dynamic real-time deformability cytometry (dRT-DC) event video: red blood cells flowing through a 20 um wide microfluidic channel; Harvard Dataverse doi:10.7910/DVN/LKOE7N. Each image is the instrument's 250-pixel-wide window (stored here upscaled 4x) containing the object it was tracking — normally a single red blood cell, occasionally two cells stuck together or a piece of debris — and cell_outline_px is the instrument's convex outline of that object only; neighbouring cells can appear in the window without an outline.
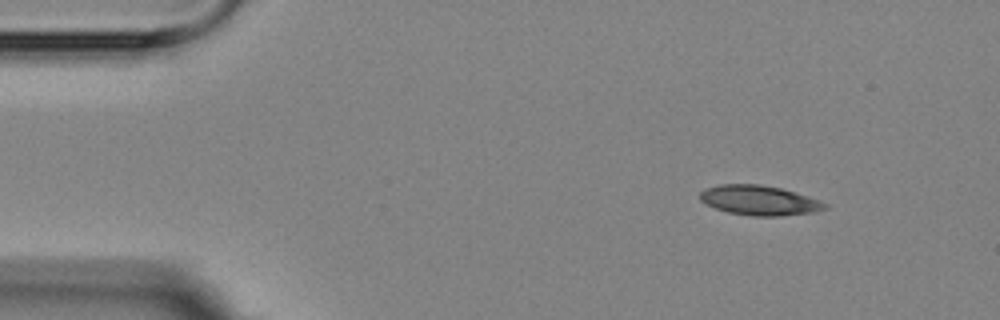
{"species": "Egyptian fruit bat (a non-hibernating species)", "species_latin": "Rousettus aegyptiacus", "temperature_condition": "room temperature", "stored_images_in_passage": 1, "camera_frame_rate_fps": 3000, "um_per_image_px": 0.085, "animal": {"sex": "female"}, "frame": {"image": 1, "passage_image": 1, "time_ms": 0.0, "image_size_px": [1000, 320], "cell_outline_px": [[828, 208], [812, 212], [780, 216], [752, 216], [728, 212], [716, 208], [700, 200], [700, 192], [704, 188], [720, 184], [760, 184], [780, 188], [828, 204]], "centroid_in_image_um": [64.49, 17.03], "position_along_channel_um": 20.5, "area_um2": 21.33}}